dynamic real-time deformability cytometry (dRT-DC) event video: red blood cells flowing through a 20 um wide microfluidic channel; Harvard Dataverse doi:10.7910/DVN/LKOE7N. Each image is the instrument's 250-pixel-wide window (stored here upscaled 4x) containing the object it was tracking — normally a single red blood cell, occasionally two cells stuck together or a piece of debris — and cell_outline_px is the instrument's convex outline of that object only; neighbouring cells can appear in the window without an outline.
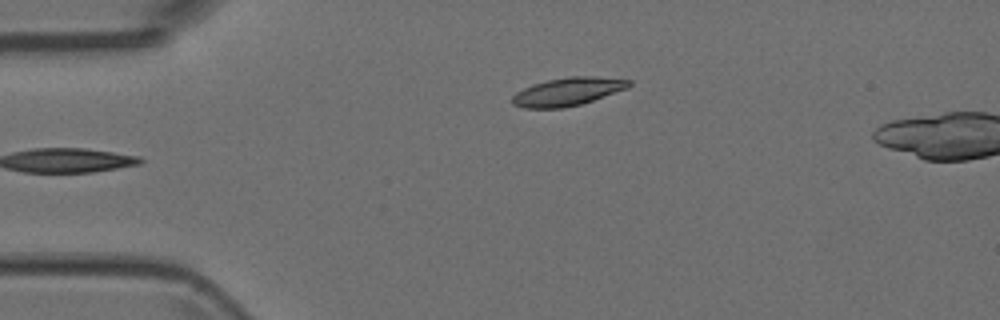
{"species": "Egyptian fruit bat (a non-hibernating species)", "species_latin": "Rousettus aegyptiacus", "temperature_condition": "room temperature", "stored_images_in_passage": 5, "camera_frame_rate_fps": 3000, "um_per_image_px": 0.085, "animal": {"sex": "female"}, "frame": {"image": 1, "passage_image": 5, "time_ms": 1.333, "image_size_px": [1000, 320], "cell_outline_px": [[632, 84], [628, 88], [580, 104], [564, 108], [524, 108], [512, 104], [512, 96], [516, 92], [532, 84], [548, 80], [572, 76], [592, 76], [632, 80]], "centroid_in_image_um": [48.25, 7.79], "position_along_channel_um": 36.8, "area_um2": 19.02}}